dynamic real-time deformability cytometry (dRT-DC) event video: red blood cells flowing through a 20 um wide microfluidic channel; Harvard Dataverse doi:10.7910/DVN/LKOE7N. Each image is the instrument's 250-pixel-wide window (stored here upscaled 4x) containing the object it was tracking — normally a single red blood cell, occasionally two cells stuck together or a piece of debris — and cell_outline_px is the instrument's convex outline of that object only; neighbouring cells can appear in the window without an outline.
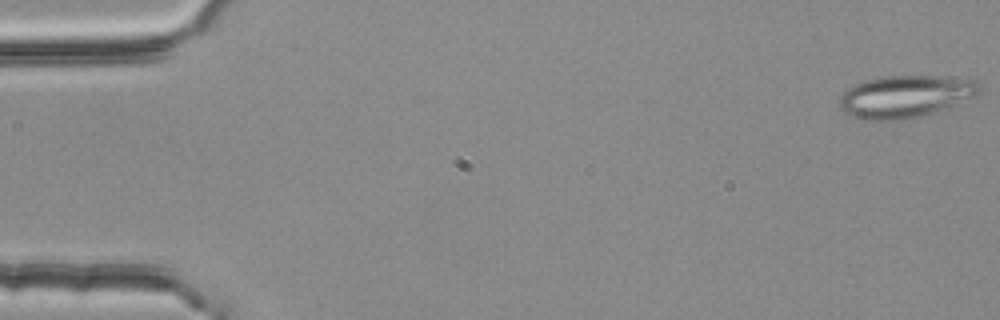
{"species": "common noctule bat (a hibernating species)", "species_latin": "Nyctalus noctula", "temperature_condition": "room temperature", "stored_images_in_passage": 54, "segment_of_instrument_passage": [1, 2], "camera_frame_rate_fps": 3000, "um_per_image_px": 0.085, "animal": {"sex": "female", "body_mass_g": 25.1}, "frame": {"image": 1, "passage_image": 1, "time_ms": 0.0, "image_size_px": [1000, 320], "cell_outline_px": [[980, 92], [976, 96], [936, 112], [924, 116], [900, 120], [864, 120], [852, 116], [844, 112], [840, 108], [840, 96], [848, 88], [864, 80], [884, 76], [936, 76], [980, 80]], "centroid_in_image_um": [76.98, 8.2], "position_along_channel_um": 8.0, "area_um2": 34.68}}